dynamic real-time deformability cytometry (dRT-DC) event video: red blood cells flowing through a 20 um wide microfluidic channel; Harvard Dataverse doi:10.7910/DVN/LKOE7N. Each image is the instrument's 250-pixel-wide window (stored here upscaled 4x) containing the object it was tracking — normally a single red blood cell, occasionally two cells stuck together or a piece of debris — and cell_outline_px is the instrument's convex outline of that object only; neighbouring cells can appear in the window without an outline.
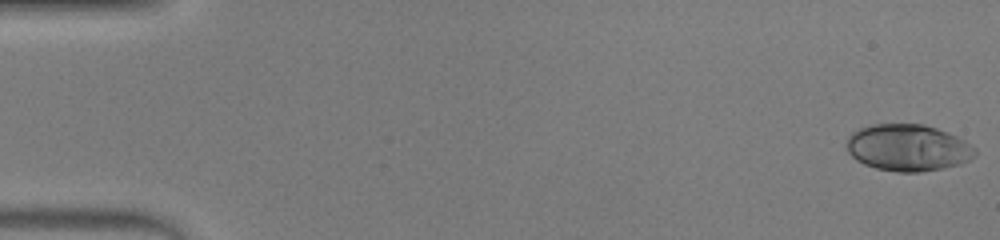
{"species": "human", "species_latin": "Homo sapiens", "temperature_condition": "warm", "stored_images_in_passage": 48, "camera_frame_rate_fps": 3000, "um_per_image_px": 0.085, "donor": {"sex": "male"}, "frame": {"image": 1, "passage_image": 1, "time_ms": 0.0, "image_size_px": [1000, 240], "cell_outline_px": [[976, 156], [960, 164], [920, 172], [896, 172], [876, 168], [864, 164], [856, 160], [848, 152], [844, 144], [848, 136], [852, 132], [860, 128], [872, 124], [924, 124], [948, 132], [964, 140], [976, 148]], "centroid_in_image_um": [77.15, 12.55], "position_along_channel_um": 7.9, "area_um2": 35.14}}
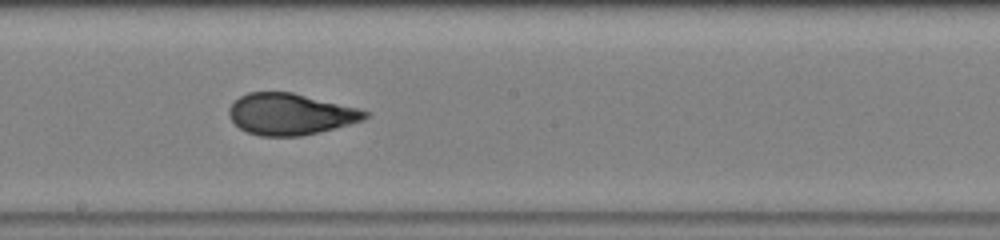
{"frame": {"image": 2, "passage_image": 27, "time_ms": 8.667, "image_size_px": [1000, 240], "cell_outline_px": [[368, 116], [364, 120], [300, 136], [260, 136], [248, 132], [240, 128], [232, 120], [228, 112], [228, 108], [240, 96], [248, 92], [292, 92], [356, 108], [368, 112]], "centroid_in_image_um": [24.63, 9.7], "position_along_channel_um": 223.6, "area_um2": 32.25}}
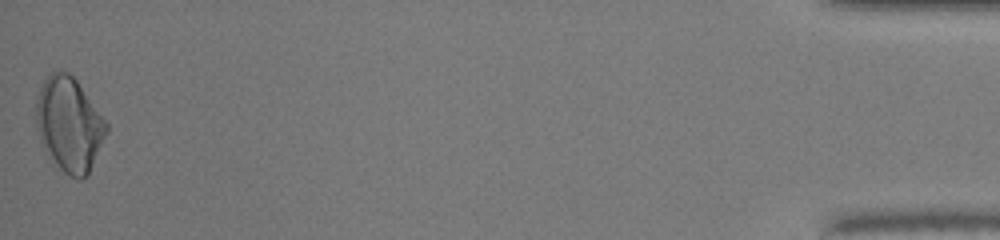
{"frame": {"image": 3, "passage_image": 48, "time_ms": 15.667, "image_size_px": [1000, 240], "cell_outline_px": [[108, 132], [88, 176], [80, 180], [76, 180], [68, 176], [60, 168], [40, 140], [36, 124], [36, 96], [44, 80], [52, 72], [68, 72], [76, 80], [108, 124]], "centroid_in_image_um": [5.9, 10.6], "position_along_channel_um": 429.3, "area_um2": 38.26}, "authors_computed_cell_mechanics": {"area_um2": 33.4084, "velocity_mm_per_s": 4.313, "shape_relaxation_time_tau1_ms": 5.8716, "shape_relaxation_time_tau2_ms": null, "deformation_change_tau1": 0.2321, "deformation_change_tau2": null}}